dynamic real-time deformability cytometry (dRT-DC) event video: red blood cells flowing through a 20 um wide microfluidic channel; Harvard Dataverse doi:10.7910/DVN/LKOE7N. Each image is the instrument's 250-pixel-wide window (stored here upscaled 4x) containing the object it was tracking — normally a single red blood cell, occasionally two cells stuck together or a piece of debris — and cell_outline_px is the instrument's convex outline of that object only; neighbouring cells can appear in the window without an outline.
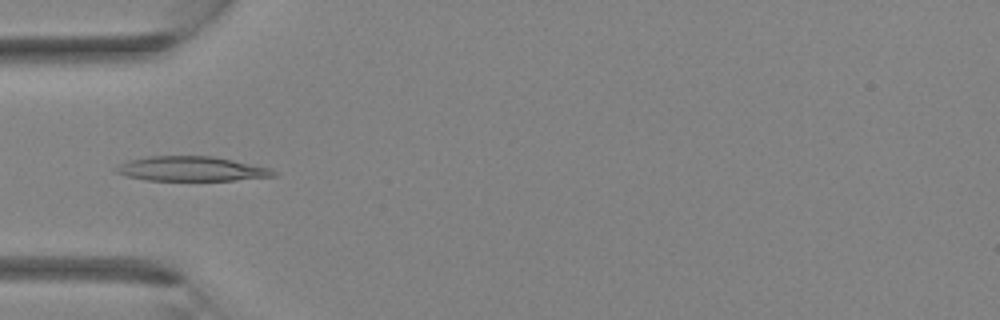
{"species": "Egyptian fruit bat (a non-hibernating species)", "species_latin": "Rousettus aegyptiacus", "temperature_condition": "room temperature", "stored_images_in_passage": 29, "camera_frame_rate_fps": 3000, "um_per_image_px": 0.085, "animal": {"sex": "female"}, "frame": {"image": 1, "passage_image": 6, "time_ms": 1.667, "image_size_px": [1000, 320], "cell_outline_px": [[276, 176], [236, 180], [144, 180], [128, 176], [116, 172], [112, 168], [128, 160], [148, 156], [212, 156], [272, 168], [276, 172]], "centroid_in_image_um": [16.26, 14.35], "position_along_channel_um": 68.7, "area_um2": 22.6}}
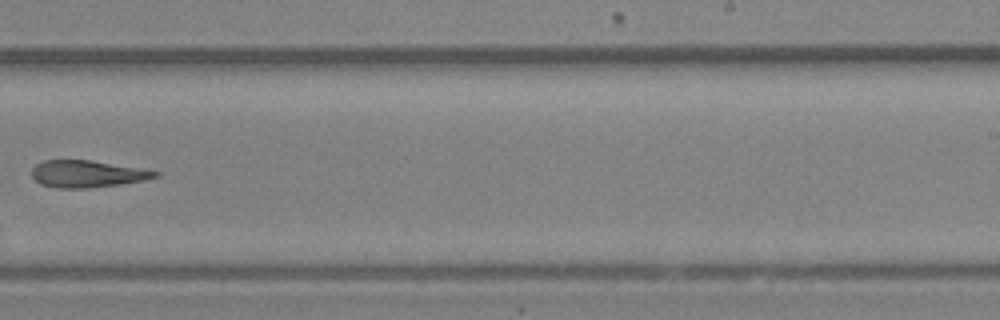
{"frame": {"image": 2, "passage_image": 17, "time_ms": 5.333, "image_size_px": [1000, 320], "cell_outline_px": [[160, 176], [144, 180], [120, 184], [88, 188], [56, 188], [40, 184], [32, 176], [32, 168], [36, 164], [44, 160], [92, 160], [160, 172]], "centroid_in_image_um": [7.39, 14.78], "position_along_channel_um": 281.6, "area_um2": 19.31}}
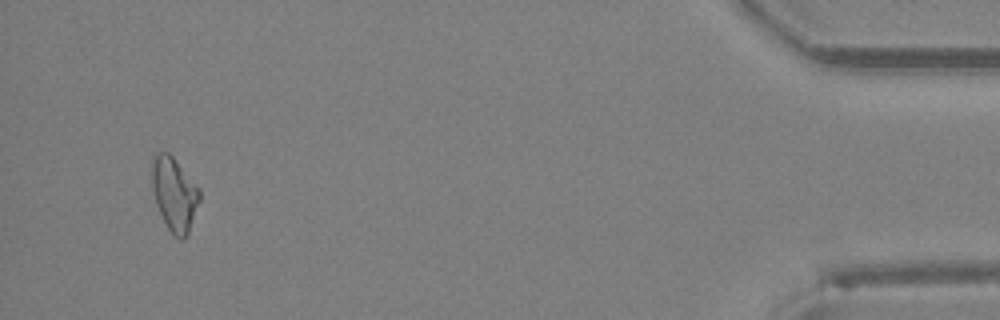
{"frame": {"image": 3, "passage_image": 28, "time_ms": 9.0, "image_size_px": [1000, 320], "cell_outline_px": [[200, 200], [188, 236], [180, 240], [172, 236], [156, 204], [152, 188], [152, 156], [156, 152], [168, 152], [172, 156], [200, 188]], "centroid_in_image_um": [14.83, 16.51], "position_along_channel_um": 420.4, "area_um2": 20.63}}